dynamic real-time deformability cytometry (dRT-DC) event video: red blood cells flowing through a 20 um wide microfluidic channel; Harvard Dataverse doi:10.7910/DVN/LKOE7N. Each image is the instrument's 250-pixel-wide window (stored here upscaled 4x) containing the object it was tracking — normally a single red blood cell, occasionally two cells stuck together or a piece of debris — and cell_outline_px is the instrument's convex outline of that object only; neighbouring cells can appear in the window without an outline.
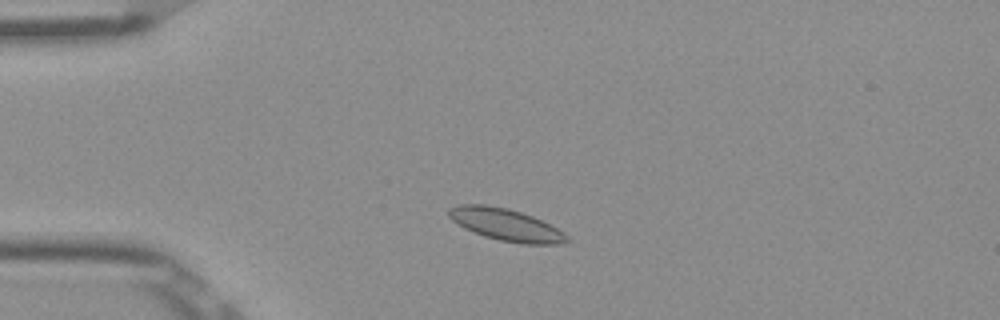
{"species": "Egyptian fruit bat (a non-hibernating species)", "species_latin": "Rousettus aegyptiacus", "temperature_condition": "room temperature", "stored_images_in_passage": 48, "camera_frame_rate_fps": 3000, "um_per_image_px": 0.085, "frame": {"image": 1, "passage_image": 8, "time_ms": 2.333, "image_size_px": [1000, 320], "cell_outline_px": [[572, 240], [560, 244], [524, 244], [500, 240], [484, 236], [464, 228], [452, 220], [448, 216], [448, 208], [460, 204], [484, 204], [508, 208], [532, 216], [564, 232]], "centroid_in_image_um": [42.99, 19.1], "position_along_channel_um": 42.0, "area_um2": 22.02}}
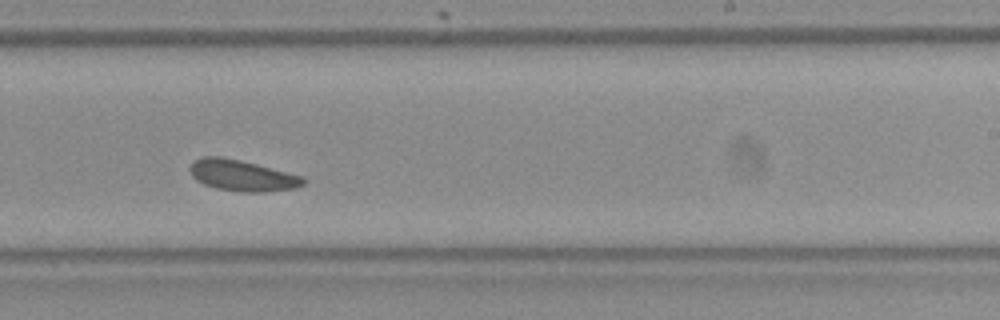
{"frame": {"image": 2, "passage_image": 28, "time_ms": 9.0, "image_size_px": [1000, 320], "cell_outline_px": [[308, 180], [304, 184], [296, 188], [264, 192], [244, 192], [216, 188], [204, 184], [196, 180], [192, 176], [188, 168], [192, 160], [204, 156], [220, 156], [240, 160], [304, 176]], "centroid_in_image_um": [20.58, 14.91], "position_along_channel_um": 268.4, "area_um2": 20.75}}
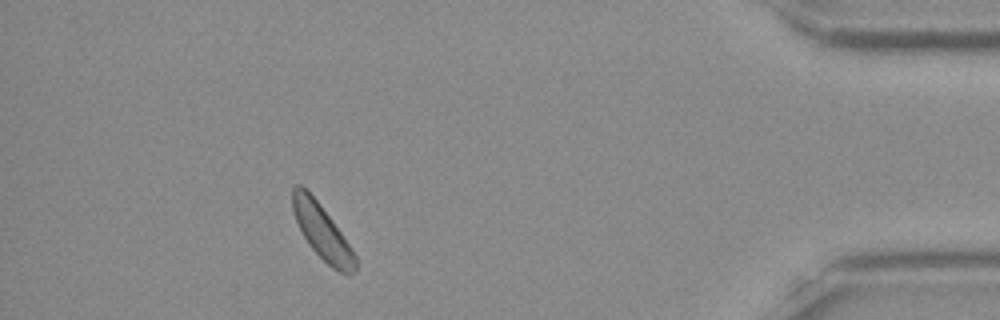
{"frame": {"image": 3, "passage_image": 43, "time_ms": 14.0, "image_size_px": [1000, 320], "cell_outline_px": [[356, 272], [348, 276], [332, 268], [308, 244], [296, 220], [292, 208], [292, 188], [296, 184], [300, 184], [316, 200], [332, 220], [352, 248], [356, 256]], "centroid_in_image_um": [27.4, 19.75], "position_along_channel_um": 407.8, "area_um2": 19.71}, "authors_computed_cell_mechanics": {"area_um2": 20.2011, "velocity_mm_per_s": 3.8196, "shape_relaxation_time_tau1_ms": 4.3453, "shape_relaxation_time_tau2_ms": 8.6715, "deformation_change_tau1": 0.0393, "deformation_change_tau2": 0.139}}